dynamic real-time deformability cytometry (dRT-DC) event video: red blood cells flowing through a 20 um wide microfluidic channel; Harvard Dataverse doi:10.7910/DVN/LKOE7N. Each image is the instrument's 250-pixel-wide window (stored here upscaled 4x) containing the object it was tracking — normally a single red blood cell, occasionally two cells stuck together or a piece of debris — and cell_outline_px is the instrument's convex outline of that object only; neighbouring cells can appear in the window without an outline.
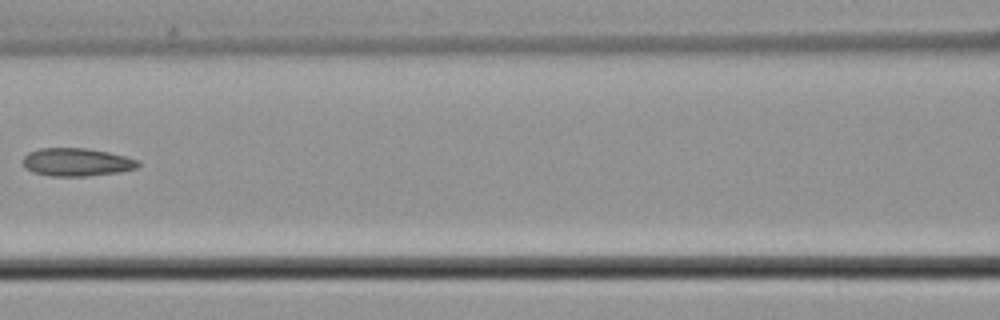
{"species": "common noctule bat (a hibernating species)", "species_latin": "Nyctalus noctula", "temperature_condition": "cold", "stored_images_in_passage": 7, "camera_frame_rate_fps": 3000, "um_per_image_px": 0.085, "animal": {"sex": "male", "body_mass_g": 21.5, "forearm_length_mm": 52.0}, "frame": {"image": 1, "passage_image": 6, "time_ms": 7.333, "image_size_px": [1000, 320], "cell_outline_px": [[140, 164], [136, 168], [120, 172], [88, 176], [52, 176], [32, 172], [24, 164], [24, 156], [28, 152], [40, 148], [88, 148], [128, 156], [140, 160]], "centroid_in_image_um": [6.57, 13.77], "position_along_channel_um": 160.0, "area_um2": 18.9}}
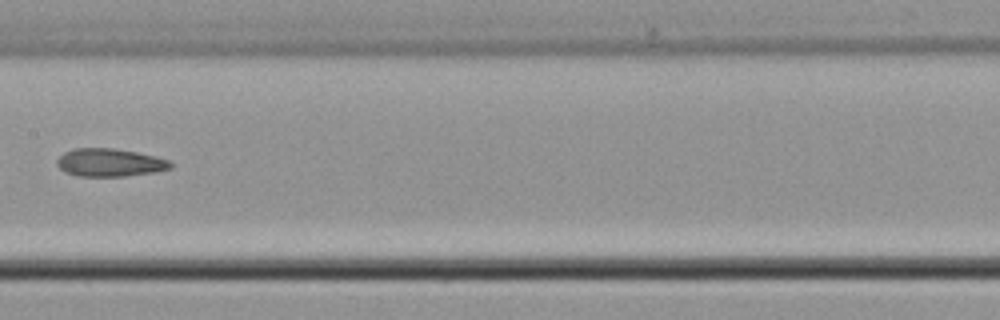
{"frame": {"image": 2, "passage_image": 7, "time_ms": 8.333, "image_size_px": [1000, 320], "cell_outline_px": [[172, 168], [152, 172], [124, 176], [76, 176], [64, 172], [56, 164], [56, 160], [64, 152], [72, 148], [112, 148], [136, 152], [156, 156], [168, 160], [172, 164]], "centroid_in_image_um": [9.28, 13.81], "position_along_channel_um": 198.1, "area_um2": 18.5}}